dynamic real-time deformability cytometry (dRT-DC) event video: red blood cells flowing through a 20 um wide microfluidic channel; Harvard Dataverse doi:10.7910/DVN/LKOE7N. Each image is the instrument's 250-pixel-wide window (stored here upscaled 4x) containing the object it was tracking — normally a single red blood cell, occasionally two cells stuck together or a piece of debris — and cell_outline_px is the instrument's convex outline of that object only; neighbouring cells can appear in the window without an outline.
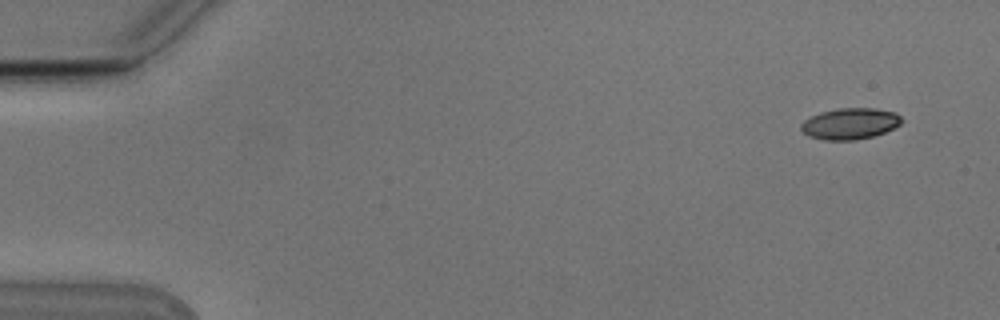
{"species": "Egyptian fruit bat (a non-hibernating species)", "species_latin": "Rousettus aegyptiacus", "temperature_condition": "cold", "stored_images_in_passage": 52, "camera_frame_rate_fps": 3000, "um_per_image_px": 0.085, "animal": {"sex": "male"}, "frame": {"image": 1, "passage_image": 1, "time_ms": 0.0, "image_size_px": [1000, 320], "cell_outline_px": [[904, 120], [900, 124], [884, 132], [872, 136], [856, 140], [824, 140], [808, 136], [800, 128], [800, 124], [804, 120], [820, 112], [836, 108], [876, 108], [896, 112]], "centroid_in_image_um": [72.25, 10.5], "position_along_channel_um": 12.8, "area_um2": 18.38}}
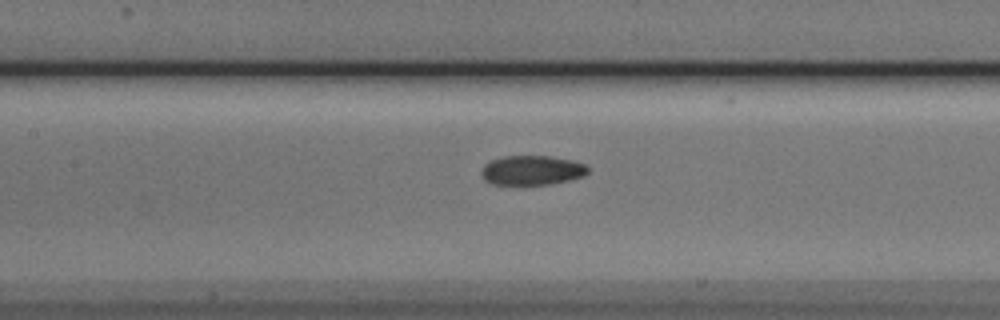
{"frame": {"image": 2, "passage_image": 23, "time_ms": 7.333, "image_size_px": [1000, 320], "cell_outline_px": [[588, 172], [584, 176], [568, 180], [548, 184], [492, 184], [484, 180], [480, 176], [480, 172], [484, 164], [492, 160], [504, 156], [548, 156], [572, 160], [584, 164], [588, 168]], "centroid_in_image_um": [45.18, 14.47], "position_along_channel_um": 162.2, "area_um2": 18.26}}
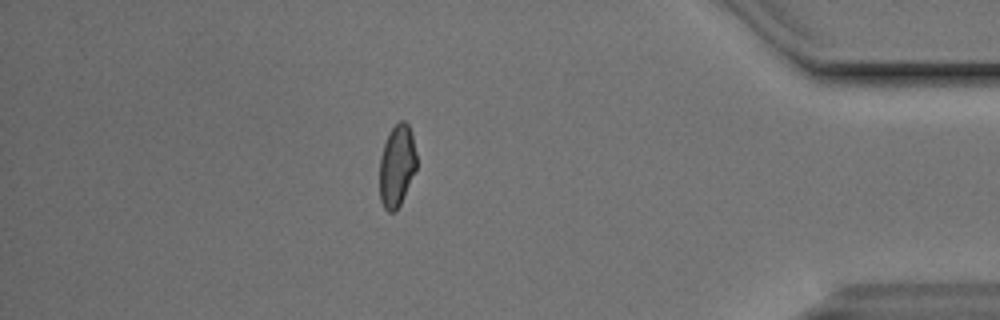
{"frame": {"image": 3, "passage_image": 45, "time_ms": 14.667, "image_size_px": [1000, 320], "cell_outline_px": [[416, 168], [400, 204], [392, 212], [388, 212], [384, 208], [380, 200], [380, 156], [384, 144], [392, 128], [400, 120], [404, 120], [408, 124], [412, 132], [416, 152]], "centroid_in_image_um": [33.73, 14.06], "position_along_channel_um": 401.5, "area_um2": 17.46}, "authors_computed_cell_mechanics": {"area_um2": 18.5538, "velocity_mm_per_s": 3.7863, "shape_relaxation_time_tau1_ms": null, "shape_relaxation_time_tau2_ms": 2.7129, "deformation_change_tau1": null, "deformation_change_tau2": 0.0574}}